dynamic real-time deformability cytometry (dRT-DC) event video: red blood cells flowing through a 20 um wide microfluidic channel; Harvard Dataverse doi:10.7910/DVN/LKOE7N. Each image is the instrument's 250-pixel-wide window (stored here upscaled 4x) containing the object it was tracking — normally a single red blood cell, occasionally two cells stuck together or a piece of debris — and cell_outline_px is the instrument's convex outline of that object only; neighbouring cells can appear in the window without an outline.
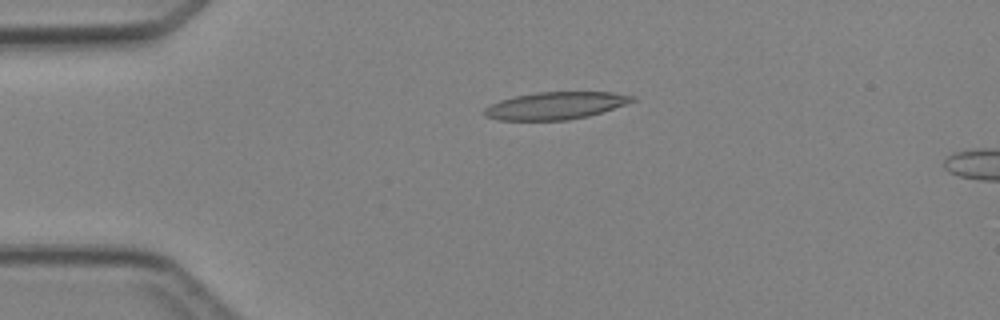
{"species": "Egyptian fruit bat (a non-hibernating species)", "species_latin": "Rousettus aegyptiacus", "temperature_condition": "cold", "stored_images_in_passage": 2, "camera_frame_rate_fps": 3000, "um_per_image_px": 0.085, "animal": {"sex": "female"}, "frame": {"image": 1, "passage_image": 1, "time_ms": 0.0, "image_size_px": [1000, 320], "cell_outline_px": [[636, 100], [588, 116], [568, 120], [500, 120], [484, 116], [484, 108], [500, 100], [516, 96], [536, 92], [612, 92], [636, 96]], "centroid_in_image_um": [47.2, 8.97], "position_along_channel_um": 37.8, "area_um2": 23.35}}